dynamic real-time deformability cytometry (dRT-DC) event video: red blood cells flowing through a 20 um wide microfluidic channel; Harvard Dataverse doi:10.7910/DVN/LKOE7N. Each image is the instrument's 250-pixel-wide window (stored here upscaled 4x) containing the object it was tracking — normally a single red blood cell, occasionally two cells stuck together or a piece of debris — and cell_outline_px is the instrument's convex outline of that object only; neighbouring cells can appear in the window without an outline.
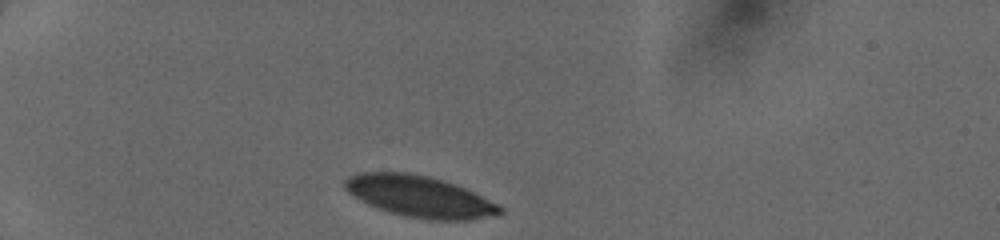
{"species": "human", "species_latin": "Homo sapiens", "temperature_condition": "cold", "stored_images_in_passage": 33, "camera_frame_rate_fps": 3000, "um_per_image_px": 0.085, "donor": {"sex": "female"}, "frame": {"image": 1, "passage_image": 1, "time_ms": 0.0, "image_size_px": [1000, 240], "cell_outline_px": [[504, 212], [496, 216], [472, 220], [428, 220], [404, 216], [388, 212], [368, 204], [352, 196], [344, 188], [344, 180], [348, 176], [360, 172], [408, 172], [428, 176], [464, 188], [500, 204], [504, 208]], "centroid_in_image_um": [35.68, 16.72], "position_along_channel_um": 49.3, "area_um2": 37.63}}
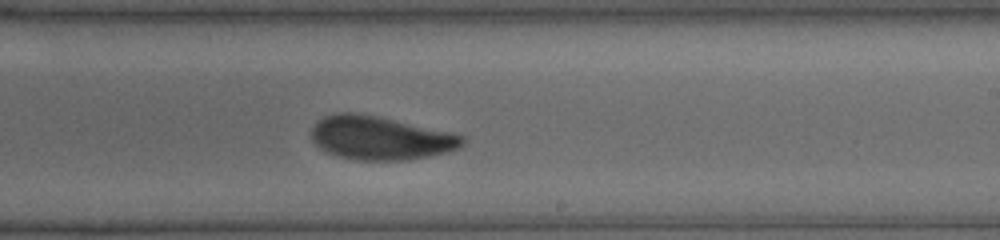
{"frame": {"image": 2, "passage_image": 21, "time_ms": 6.0, "image_size_px": [1000, 240], "cell_outline_px": [[464, 144], [460, 148], [448, 152], [408, 160], [352, 160], [336, 156], [320, 148], [312, 140], [312, 128], [316, 120], [324, 116], [336, 112], [356, 112], [376, 116], [452, 132], [464, 136]], "centroid_in_image_um": [32.31, 11.73], "position_along_channel_um": 256.7, "area_um2": 38.55}}
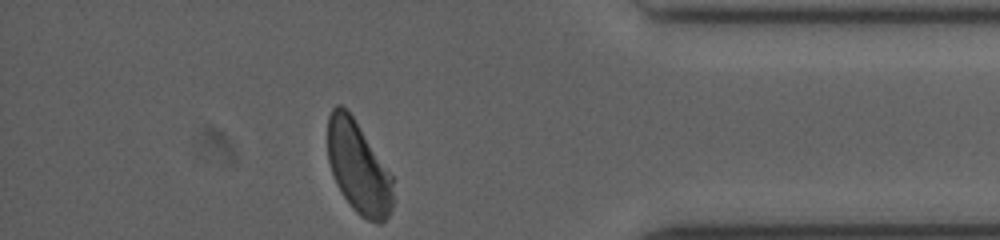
{"frame": {"image": 3, "passage_image": 33, "time_ms": 10.0, "image_size_px": [1000, 240], "cell_outline_px": [[392, 208], [388, 216], [380, 224], [368, 220], [360, 216], [352, 208], [336, 184], [328, 160], [328, 116], [332, 108], [336, 104], [340, 104], [352, 116], [392, 176]], "centroid_in_image_um": [30.44, 14.26], "position_along_channel_um": 404.8, "area_um2": 34.51}}